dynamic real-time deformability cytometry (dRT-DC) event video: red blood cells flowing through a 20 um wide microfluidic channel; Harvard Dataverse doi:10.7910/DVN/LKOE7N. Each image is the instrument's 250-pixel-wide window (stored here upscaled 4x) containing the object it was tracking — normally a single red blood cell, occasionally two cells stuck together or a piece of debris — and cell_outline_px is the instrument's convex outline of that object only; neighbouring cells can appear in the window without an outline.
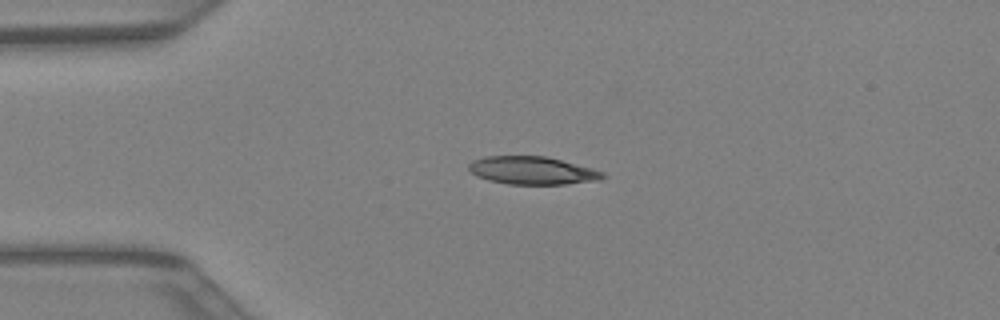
{"species": "Egyptian fruit bat (a non-hibernating species)", "species_latin": "Rousettus aegyptiacus", "temperature_condition": "warm", "stored_images_in_passage": 33, "camera_frame_rate_fps": 3000, "um_per_image_px": 0.085, "animal": {"sex": "female"}, "frame": {"image": 1, "passage_image": 1, "time_ms": 0.0, "image_size_px": [1000, 320], "cell_outline_px": [[608, 176], [600, 180], [564, 184], [508, 184], [488, 180], [476, 176], [468, 168], [468, 164], [472, 160], [484, 156], [548, 156], [592, 168], [604, 172]], "centroid_in_image_um": [45.26, 14.49], "position_along_channel_um": 39.7, "area_um2": 21.96}}
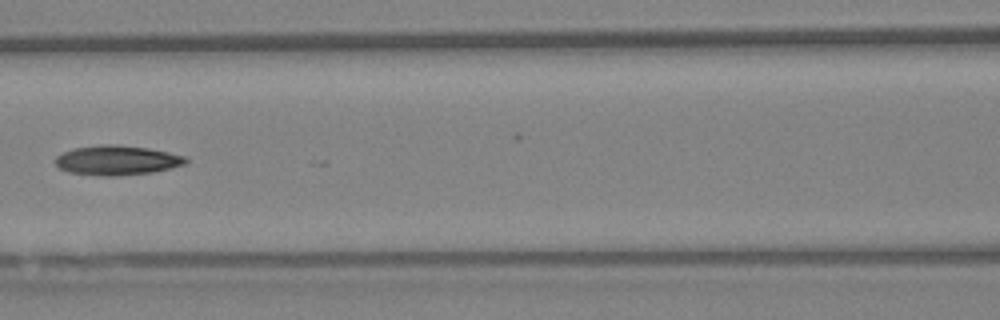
{"frame": {"image": 2, "passage_image": 10, "time_ms": 3.0, "image_size_px": [1000, 320], "cell_outline_px": [[188, 160], [184, 164], [152, 172], [112, 176], [108, 176], [68, 172], [60, 168], [56, 164], [56, 156], [72, 148], [104, 144], [112, 144], [148, 148], [168, 152], [184, 156]], "centroid_in_image_um": [9.91, 13.61], "position_along_channel_um": 156.7, "area_um2": 22.14}}
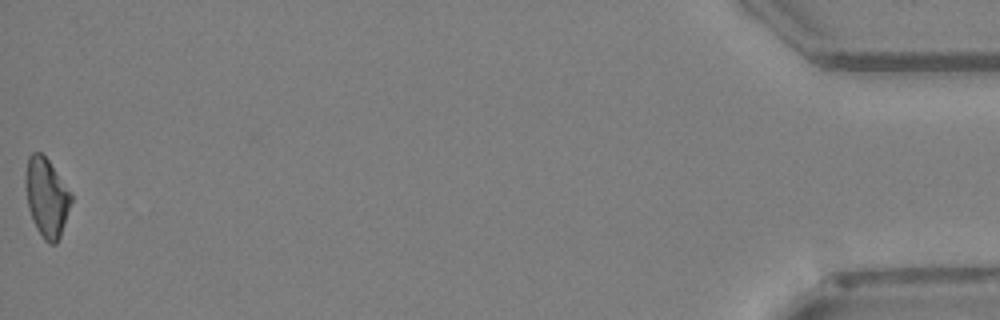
{"frame": {"image": 3, "passage_image": 33, "time_ms": 10.667, "image_size_px": [1000, 320], "cell_outline_px": [[72, 200], [60, 236], [56, 244], [48, 244], [44, 240], [36, 228], [32, 220], [28, 208], [24, 184], [24, 180], [28, 156], [32, 152], [40, 152], [48, 160], [72, 192]], "centroid_in_image_um": [3.94, 16.77], "position_along_channel_um": 431.3, "area_um2": 21.15}}